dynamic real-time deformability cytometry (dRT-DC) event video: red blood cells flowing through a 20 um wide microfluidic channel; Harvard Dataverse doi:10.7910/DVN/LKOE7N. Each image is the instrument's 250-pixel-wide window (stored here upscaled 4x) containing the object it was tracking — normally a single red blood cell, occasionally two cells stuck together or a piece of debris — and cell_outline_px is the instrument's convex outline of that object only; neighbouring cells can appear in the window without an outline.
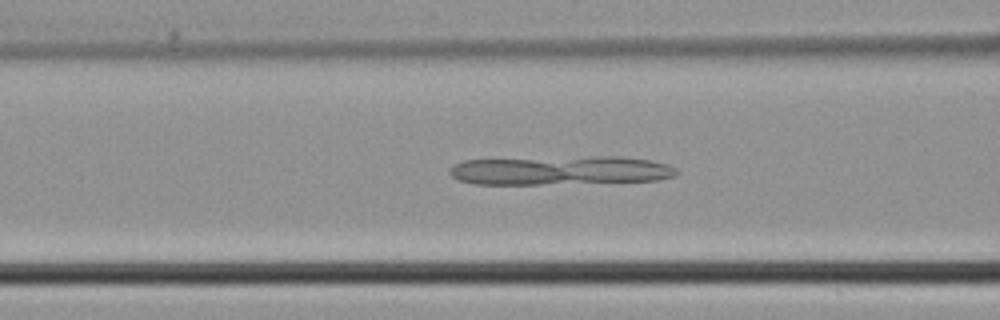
{"species": "common noctule bat (a hibernating species)", "species_latin": "Nyctalus noctula", "temperature_condition": "cold", "stored_images_in_passage": 43, "camera_frame_rate_fps": 3000, "um_per_image_px": 0.085, "animal": {"sex": "male", "body_mass_g": 21.5, "forearm_length_mm": 52.0}, "frame": {"image": 1, "passage_image": 17, "time_ms": 5.333, "image_size_px": [1000, 320], "cell_outline_px": [[680, 172], [676, 176], [660, 180], [536, 184], [476, 184], [460, 180], [452, 176], [448, 172], [448, 168], [452, 164], [464, 160], [596, 156], [620, 156], [648, 160], [668, 164], [676, 168]], "centroid_in_image_um": [47.64, 14.48], "position_along_channel_um": 119.0, "area_um2": 38.32}}
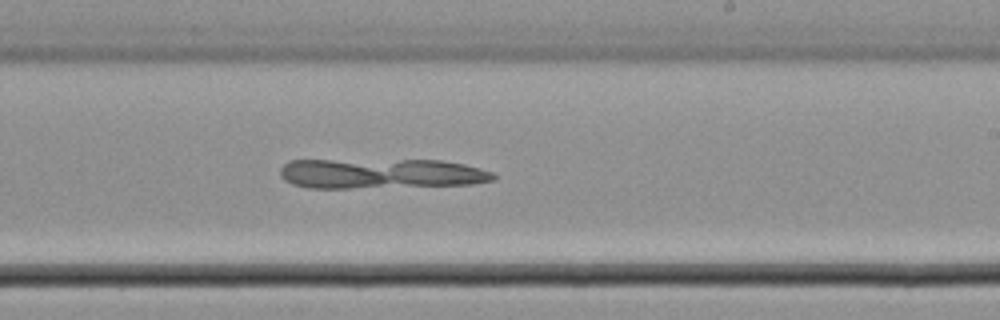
{"frame": {"image": 2, "passage_image": 26, "time_ms": 8.333, "image_size_px": [1000, 320], "cell_outline_px": [[496, 180], [472, 184], [348, 188], [308, 188], [292, 184], [284, 180], [280, 176], [280, 168], [288, 160], [440, 160], [464, 164], [492, 172], [496, 176]], "centroid_in_image_um": [32.34, 14.75], "position_along_channel_um": 256.7, "area_um2": 37.4}}
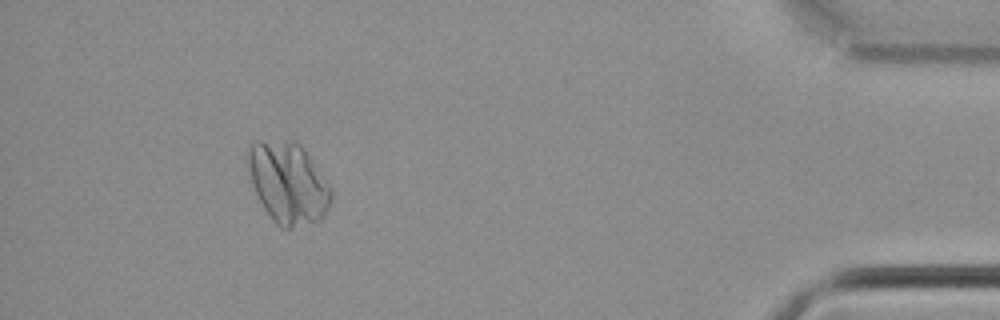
{"frame": {"image": 3, "passage_image": 40, "time_ms": 13.0, "image_size_px": [1000, 320], "cell_outline_px": [[332, 200], [328, 208], [320, 220], [292, 228], [280, 228], [272, 220], [264, 208], [252, 184], [244, 156], [248, 148], [256, 140], [260, 140], [300, 144], [312, 160], [332, 192]], "centroid_in_image_um": [24.44, 15.57], "position_along_channel_um": 410.8, "area_um2": 39.07}}